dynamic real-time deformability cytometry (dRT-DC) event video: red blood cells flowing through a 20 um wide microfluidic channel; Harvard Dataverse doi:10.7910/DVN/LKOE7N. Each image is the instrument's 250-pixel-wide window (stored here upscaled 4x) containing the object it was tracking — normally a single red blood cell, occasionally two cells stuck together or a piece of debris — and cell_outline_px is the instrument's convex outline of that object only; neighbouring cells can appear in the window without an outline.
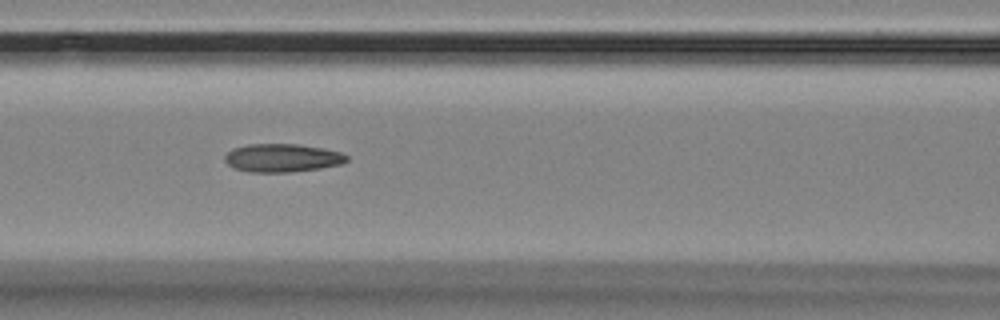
{"species": "Egyptian fruit bat (a non-hibernating species)", "species_latin": "Rousettus aegyptiacus", "temperature_condition": "room temperature", "stored_images_in_passage": 7, "camera_frame_rate_fps": 3000, "um_per_image_px": 0.085, "animal": {"sex": "female"}, "frame": {"image": 1, "passage_image": 5, "time_ms": 5.667, "image_size_px": [1000, 320], "cell_outline_px": [[348, 160], [340, 164], [320, 168], [288, 172], [252, 172], [236, 168], [228, 164], [224, 160], [224, 156], [232, 148], [248, 144], [296, 144], [324, 148], [340, 152], [348, 156]], "centroid_in_image_um": [23.98, 13.41], "position_along_channel_um": 142.6, "area_um2": 19.94}}
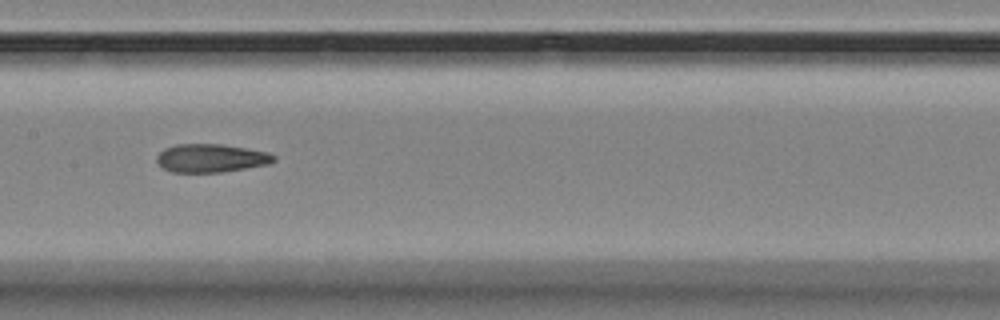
{"frame": {"image": 2, "passage_image": 6, "time_ms": 7.0, "image_size_px": [1000, 320], "cell_outline_px": [[276, 160], [268, 164], [220, 172], [172, 172], [164, 168], [156, 160], [156, 156], [164, 148], [176, 144], [220, 144], [268, 152], [276, 156]], "centroid_in_image_um": [17.92, 13.43], "position_along_channel_um": 189.5, "area_um2": 19.13}}
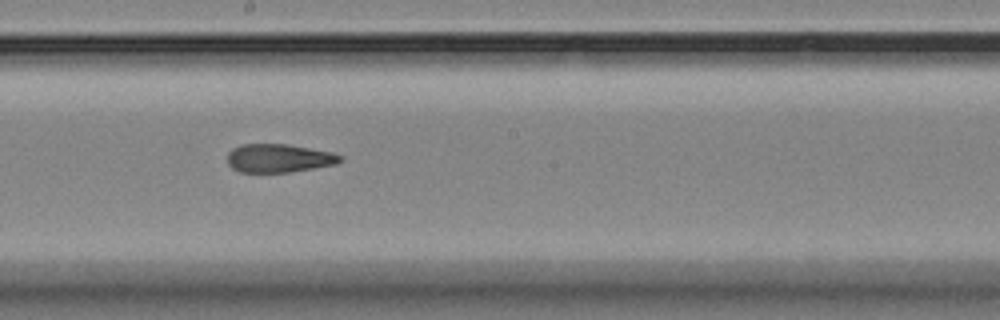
{"frame": {"image": 3, "passage_image": 7, "time_ms": 8.0, "image_size_px": [1000, 320], "cell_outline_px": [[344, 160], [336, 164], [288, 172], [240, 172], [232, 168], [228, 164], [228, 152], [232, 148], [240, 144], [288, 144], [332, 152], [340, 156]], "centroid_in_image_um": [23.68, 13.44], "position_along_channel_um": 224.5, "area_um2": 18.67}}